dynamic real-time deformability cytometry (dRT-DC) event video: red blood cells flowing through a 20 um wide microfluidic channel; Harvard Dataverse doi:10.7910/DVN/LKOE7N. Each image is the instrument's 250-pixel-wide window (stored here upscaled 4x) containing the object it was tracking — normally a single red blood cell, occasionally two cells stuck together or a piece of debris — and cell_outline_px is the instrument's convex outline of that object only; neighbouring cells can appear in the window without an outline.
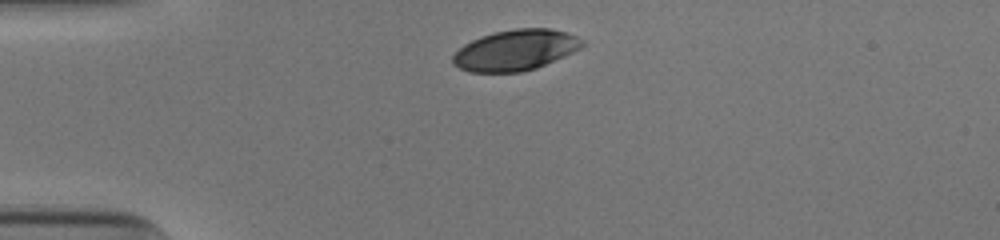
{"species": "human", "species_latin": "Homo sapiens", "temperature_condition": "cold", "stored_images_in_passage": 31, "camera_frame_rate_fps": 3000, "um_per_image_px": 0.085, "donor": {"sex": "male"}, "frame": {"image": 1, "passage_image": 1, "time_ms": 0.0, "image_size_px": [1000, 240], "cell_outline_px": [[588, 44], [564, 56], [536, 68], [520, 72], [468, 72], [452, 64], [452, 56], [464, 44], [480, 36], [492, 32], [516, 28], [548, 28], [564, 32], [588, 40]], "centroid_in_image_um": [43.83, 4.25], "position_along_channel_um": 41.2, "area_um2": 30.92}}
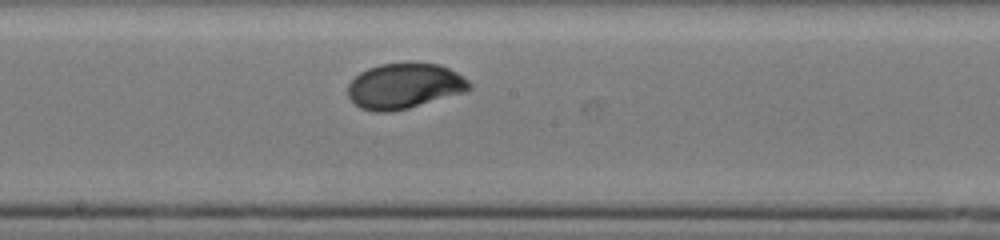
{"frame": {"image": 2, "passage_image": 17, "time_ms": 5.333, "image_size_px": [1000, 240], "cell_outline_px": [[472, 88], [468, 92], [408, 108], [392, 112], [376, 112], [360, 108], [348, 96], [348, 84], [360, 72], [368, 68], [380, 64], [440, 64], [464, 76], [472, 84]], "centroid_in_image_um": [34.41, 7.33], "position_along_channel_um": 213.8, "area_um2": 32.14}}
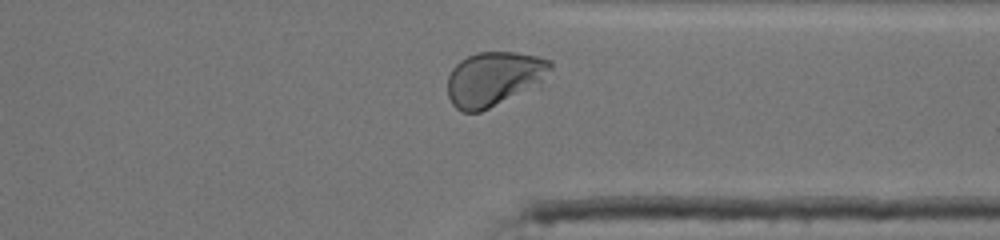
{"frame": {"image": 3, "passage_image": 29, "time_ms": 9.333, "image_size_px": [1000, 240], "cell_outline_px": [[552, 68], [540, 84], [480, 112], [464, 112], [456, 108], [452, 104], [448, 96], [448, 76], [452, 68], [460, 60], [476, 52], [512, 52], [536, 56], [552, 60]], "centroid_in_image_um": [41.97, 6.68], "position_along_channel_um": 369.4, "area_um2": 32.48}, "authors_computed_cell_mechanics": {"area_um2": 31.9634, "velocity_mm_per_s": 3.8888, "shape_relaxation_time_tau1_ms": 2.7706, "shape_relaxation_time_tau2_ms": null, "deformation_change_tau1": 0.1417, "deformation_change_tau2": null}}